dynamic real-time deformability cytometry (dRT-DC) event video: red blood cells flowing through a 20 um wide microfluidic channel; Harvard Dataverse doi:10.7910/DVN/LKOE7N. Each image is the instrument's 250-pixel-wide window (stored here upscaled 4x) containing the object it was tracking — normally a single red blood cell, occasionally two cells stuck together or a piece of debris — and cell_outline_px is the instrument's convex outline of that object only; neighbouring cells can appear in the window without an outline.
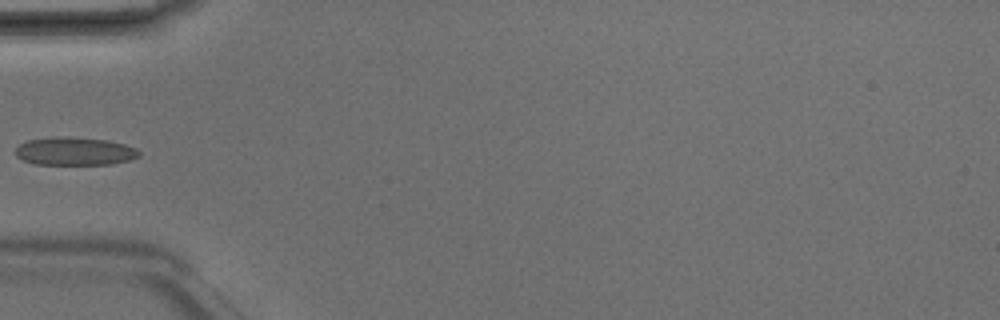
{"species": "Egyptian fruit bat (a non-hibernating species)", "species_latin": "Rousettus aegyptiacus", "temperature_condition": "room temperature", "stored_images_in_passage": 4, "camera_frame_rate_fps": 3000, "um_per_image_px": 0.085, "animal": {"sex": "male"}, "frame": {"image": 1, "passage_image": 4, "time_ms": 1.0, "image_size_px": [1000, 320], "cell_outline_px": [[140, 156], [132, 160], [112, 164], [36, 164], [24, 160], [16, 156], [12, 152], [20, 144], [28, 140], [52, 136], [68, 136], [108, 140], [124, 144], [136, 148], [140, 152]], "centroid_in_image_um": [6.35, 12.85], "position_along_channel_um": 78.7, "area_um2": 20.52}}